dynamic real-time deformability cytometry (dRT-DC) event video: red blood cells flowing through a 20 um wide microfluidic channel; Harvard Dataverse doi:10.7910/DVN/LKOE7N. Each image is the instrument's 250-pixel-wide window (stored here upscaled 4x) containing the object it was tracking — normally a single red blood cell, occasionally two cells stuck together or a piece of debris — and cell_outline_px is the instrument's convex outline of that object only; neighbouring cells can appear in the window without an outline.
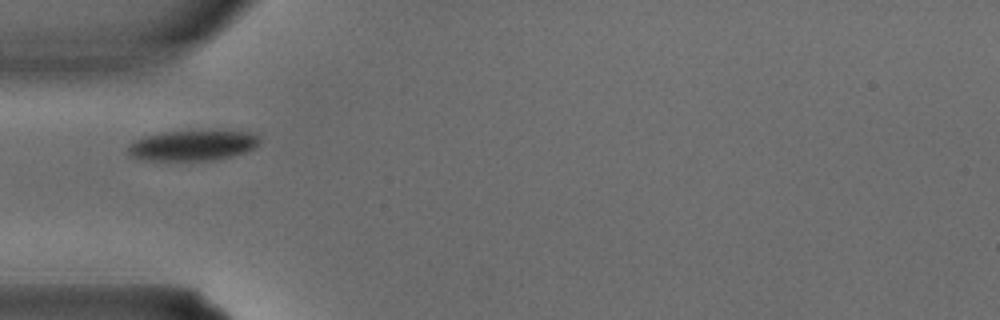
{"species": "common noctule bat (a hibernating species)", "species_latin": "Nyctalus noctula", "temperature_condition": "warm", "stored_images_in_passage": 2, "camera_frame_rate_fps": 3000, "um_per_image_px": 0.085, "animal": {"sex": "male", "body_mass_g": 15.6}, "frame": {"image": 1, "passage_image": 2, "time_ms": 0.333, "image_size_px": [1000, 320], "cell_outline_px": [[260, 144], [256, 148], [232, 156], [216, 160], [140, 160], [132, 156], [128, 152], [128, 144], [144, 136], [164, 132], [256, 132], [260, 136]], "centroid_in_image_um": [16.4, 12.38], "position_along_channel_um": 68.6, "area_um2": 23.12}}